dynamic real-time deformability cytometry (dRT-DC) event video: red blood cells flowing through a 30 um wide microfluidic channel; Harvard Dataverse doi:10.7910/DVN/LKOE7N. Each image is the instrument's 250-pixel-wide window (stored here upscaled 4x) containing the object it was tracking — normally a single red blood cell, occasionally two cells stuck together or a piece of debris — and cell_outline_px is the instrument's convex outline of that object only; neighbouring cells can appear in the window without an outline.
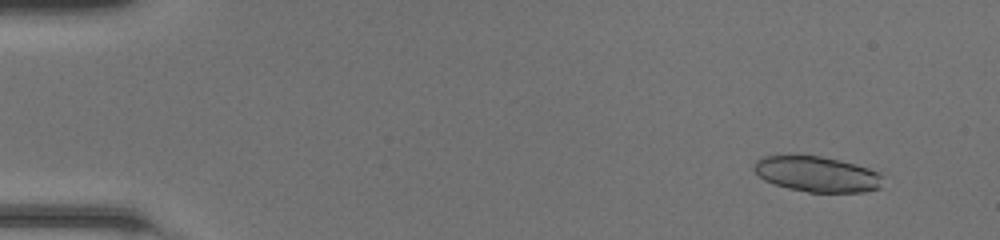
{"species": "common noctule bat (a hibernating species)", "species_latin": "Nyctalus noctula", "temperature_condition": "room temperature", "stored_images_in_passage": 48, "segment_of_instrument_passage": [1, 2], "camera_frame_rate_fps": 3000, "um_per_image_px": 0.085, "animal": {"sex": "female", "body_mass_g": 20.0, "forearm_length_mm": 54.0}, "frame": {"image": 1, "passage_image": 4, "time_ms": 1.0, "image_size_px": [1000, 240], "cell_outline_px": [[880, 188], [864, 192], [808, 192], [788, 188], [764, 180], [756, 172], [756, 160], [764, 156], [788, 152], [820, 156], [840, 160], [856, 164], [868, 168], [876, 172], [880, 176]], "centroid_in_image_um": [69.38, 14.76], "position_along_channel_um": 15.6, "area_um2": 26.93}}
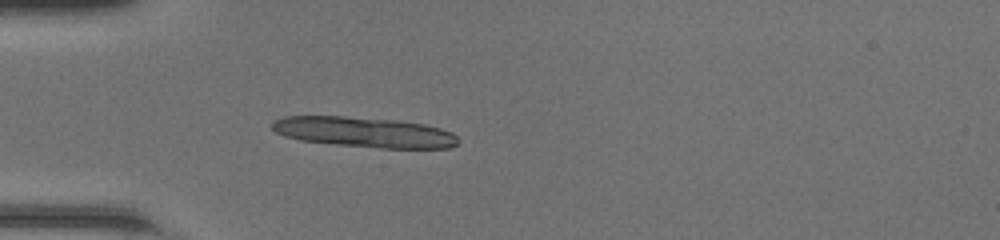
{"frame": {"image": 2, "passage_image": 15, "time_ms": 4.667, "image_size_px": [1000, 240], "cell_outline_px": [[456, 144], [448, 148], [380, 148], [336, 144], [300, 140], [284, 136], [276, 132], [272, 128], [272, 120], [284, 116], [344, 116], [396, 120], [424, 124], [440, 128], [452, 132], [456, 136]], "centroid_in_image_um": [30.92, 11.22], "position_along_channel_um": 54.1, "area_um2": 32.71}}